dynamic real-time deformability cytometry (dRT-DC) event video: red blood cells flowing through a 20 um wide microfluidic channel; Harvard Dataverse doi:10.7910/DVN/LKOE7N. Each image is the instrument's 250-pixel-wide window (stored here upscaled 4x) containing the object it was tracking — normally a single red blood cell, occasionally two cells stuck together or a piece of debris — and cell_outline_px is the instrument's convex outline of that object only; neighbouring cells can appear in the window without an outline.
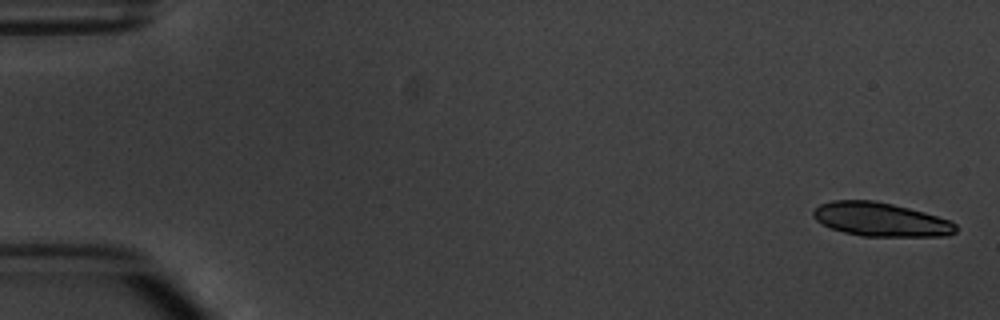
{"species": "common noctule bat (a hibernating species)", "species_latin": "Nyctalus noctula", "temperature_condition": "warm", "stored_images_in_passage": 4, "camera_frame_rate_fps": 3000, "um_per_image_px": 0.085, "animal": {"sex": "male", "body_mass_g": 20.1, "forearm_length_mm": 53.5}, "frame": {"image": 1, "passage_image": 1, "time_ms": 0.0, "image_size_px": [1000, 320], "cell_outline_px": [[956, 232], [948, 236], [860, 236], [844, 232], [832, 228], [816, 220], [812, 216], [812, 212], [820, 204], [832, 200], [876, 200], [924, 212], [952, 220], [956, 224]], "centroid_in_image_um": [74.88, 18.65], "position_along_channel_um": 10.1, "area_um2": 28.09}}